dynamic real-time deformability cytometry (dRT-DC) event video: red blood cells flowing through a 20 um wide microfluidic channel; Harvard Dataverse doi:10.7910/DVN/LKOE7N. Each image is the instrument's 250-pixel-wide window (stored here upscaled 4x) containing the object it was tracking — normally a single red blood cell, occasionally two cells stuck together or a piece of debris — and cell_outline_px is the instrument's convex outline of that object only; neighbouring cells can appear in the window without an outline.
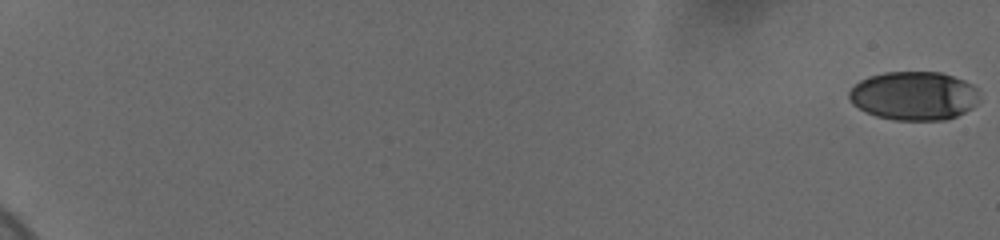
{"species": "human", "species_latin": "Homo sapiens", "temperature_condition": "cold", "stored_images_in_passage": 60, "camera_frame_rate_fps": 3000, "um_per_image_px": 0.085, "donor": {"sex": "female"}, "frame": {"image": 1, "passage_image": 1, "time_ms": 0.0, "image_size_px": [1000, 240], "cell_outline_px": [[976, 100], [964, 112], [956, 116], [944, 120], [896, 120], [876, 116], [852, 104], [848, 96], [848, 92], [860, 80], [868, 76], [884, 72], [940, 72], [964, 80], [972, 84], [976, 88]], "centroid_in_image_um": [77.63, 8.13], "position_along_channel_um": 7.4, "area_um2": 36.59}}
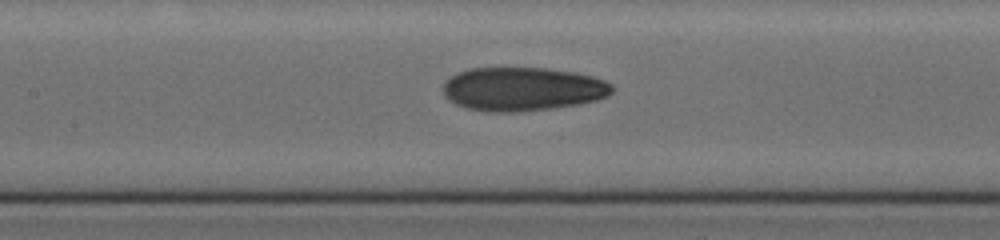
{"frame": {"image": 2, "passage_image": 33, "time_ms": 10.667, "image_size_px": [1000, 240], "cell_outline_px": [[612, 92], [608, 96], [596, 100], [580, 104], [552, 108], [520, 112], [488, 112], [464, 108], [448, 100], [444, 96], [444, 80], [456, 72], [468, 68], [548, 68], [576, 72], [592, 76], [604, 80], [612, 84]], "centroid_in_image_um": [44.39, 7.57], "position_along_channel_um": 163.0, "area_um2": 43.52}}
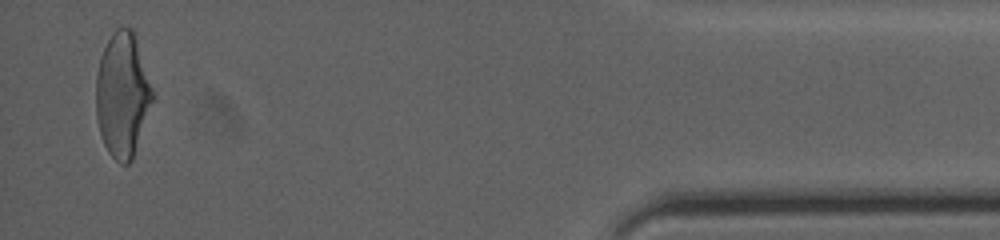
{"frame": {"image": 3, "passage_image": 59, "time_ms": 19.333, "image_size_px": [1000, 240], "cell_outline_px": [[152, 100], [132, 160], [128, 164], [120, 164], [108, 152], [104, 144], [100, 132], [96, 116], [96, 72], [100, 56], [112, 32], [116, 28], [132, 28], [152, 88]], "centroid_in_image_um": [10.37, 8.06], "position_along_channel_um": 424.8, "area_um2": 40.34}, "authors_computed_cell_mechanics": {"area_um2": 40.8357, "velocity_mm_per_s": 3.6963, "shape_relaxation_time_tau1_ms": 6.2517, "shape_relaxation_time_tau2_ms": 2.0258, "deformation_change_tau1": 0.2006, "deformation_change_tau2": 0.0796}}